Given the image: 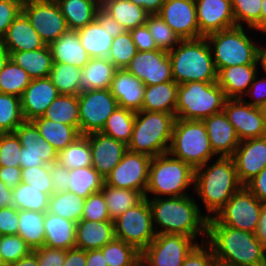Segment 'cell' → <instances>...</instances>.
<instances>
[{
  "instance_id": "obj_38",
  "label": "cell",
  "mask_w": 266,
  "mask_h": 266,
  "mask_svg": "<svg viewBox=\"0 0 266 266\" xmlns=\"http://www.w3.org/2000/svg\"><path fill=\"white\" fill-rule=\"evenodd\" d=\"M45 213L19 210L18 235L32 250L43 247L45 243Z\"/></svg>"
},
{
  "instance_id": "obj_72",
  "label": "cell",
  "mask_w": 266,
  "mask_h": 266,
  "mask_svg": "<svg viewBox=\"0 0 266 266\" xmlns=\"http://www.w3.org/2000/svg\"><path fill=\"white\" fill-rule=\"evenodd\" d=\"M9 266H39L37 255L32 251L29 255L22 257L15 263Z\"/></svg>"
},
{
  "instance_id": "obj_43",
  "label": "cell",
  "mask_w": 266,
  "mask_h": 266,
  "mask_svg": "<svg viewBox=\"0 0 266 266\" xmlns=\"http://www.w3.org/2000/svg\"><path fill=\"white\" fill-rule=\"evenodd\" d=\"M135 116L136 112L118 106L100 132L128 145L133 133Z\"/></svg>"
},
{
  "instance_id": "obj_29",
  "label": "cell",
  "mask_w": 266,
  "mask_h": 266,
  "mask_svg": "<svg viewBox=\"0 0 266 266\" xmlns=\"http://www.w3.org/2000/svg\"><path fill=\"white\" fill-rule=\"evenodd\" d=\"M49 47L54 63L71 64L82 69L91 59L75 30H68Z\"/></svg>"
},
{
  "instance_id": "obj_24",
  "label": "cell",
  "mask_w": 266,
  "mask_h": 266,
  "mask_svg": "<svg viewBox=\"0 0 266 266\" xmlns=\"http://www.w3.org/2000/svg\"><path fill=\"white\" fill-rule=\"evenodd\" d=\"M202 121L214 154L217 157H231L239 145L240 139L224 111L215 113Z\"/></svg>"
},
{
  "instance_id": "obj_50",
  "label": "cell",
  "mask_w": 266,
  "mask_h": 266,
  "mask_svg": "<svg viewBox=\"0 0 266 266\" xmlns=\"http://www.w3.org/2000/svg\"><path fill=\"white\" fill-rule=\"evenodd\" d=\"M262 0H231L236 26L247 25V30L260 31Z\"/></svg>"
},
{
  "instance_id": "obj_51",
  "label": "cell",
  "mask_w": 266,
  "mask_h": 266,
  "mask_svg": "<svg viewBox=\"0 0 266 266\" xmlns=\"http://www.w3.org/2000/svg\"><path fill=\"white\" fill-rule=\"evenodd\" d=\"M145 24L151 32L158 49L169 52L181 41V38L158 14L148 15Z\"/></svg>"
},
{
  "instance_id": "obj_17",
  "label": "cell",
  "mask_w": 266,
  "mask_h": 266,
  "mask_svg": "<svg viewBox=\"0 0 266 266\" xmlns=\"http://www.w3.org/2000/svg\"><path fill=\"white\" fill-rule=\"evenodd\" d=\"M223 111L240 141L266 136V124L261 108L237 98L226 99Z\"/></svg>"
},
{
  "instance_id": "obj_5",
  "label": "cell",
  "mask_w": 266,
  "mask_h": 266,
  "mask_svg": "<svg viewBox=\"0 0 266 266\" xmlns=\"http://www.w3.org/2000/svg\"><path fill=\"white\" fill-rule=\"evenodd\" d=\"M195 169L169 153L152 157L149 166L145 198L186 196L187 188L194 185ZM163 195V196H162Z\"/></svg>"
},
{
  "instance_id": "obj_30",
  "label": "cell",
  "mask_w": 266,
  "mask_h": 266,
  "mask_svg": "<svg viewBox=\"0 0 266 266\" xmlns=\"http://www.w3.org/2000/svg\"><path fill=\"white\" fill-rule=\"evenodd\" d=\"M76 224L74 221L46 212L44 246L66 251L75 248Z\"/></svg>"
},
{
  "instance_id": "obj_61",
  "label": "cell",
  "mask_w": 266,
  "mask_h": 266,
  "mask_svg": "<svg viewBox=\"0 0 266 266\" xmlns=\"http://www.w3.org/2000/svg\"><path fill=\"white\" fill-rule=\"evenodd\" d=\"M258 76L259 75L256 74L245 94V96H249L252 100L250 99V101H247L245 98L242 99L249 105L262 108L266 104V77H261V79H259Z\"/></svg>"
},
{
  "instance_id": "obj_47",
  "label": "cell",
  "mask_w": 266,
  "mask_h": 266,
  "mask_svg": "<svg viewBox=\"0 0 266 266\" xmlns=\"http://www.w3.org/2000/svg\"><path fill=\"white\" fill-rule=\"evenodd\" d=\"M30 81L28 73L9 58L0 71V93L21 98Z\"/></svg>"
},
{
  "instance_id": "obj_71",
  "label": "cell",
  "mask_w": 266,
  "mask_h": 266,
  "mask_svg": "<svg viewBox=\"0 0 266 266\" xmlns=\"http://www.w3.org/2000/svg\"><path fill=\"white\" fill-rule=\"evenodd\" d=\"M13 205L12 189L8 188L2 180H0V209Z\"/></svg>"
},
{
  "instance_id": "obj_75",
  "label": "cell",
  "mask_w": 266,
  "mask_h": 266,
  "mask_svg": "<svg viewBox=\"0 0 266 266\" xmlns=\"http://www.w3.org/2000/svg\"><path fill=\"white\" fill-rule=\"evenodd\" d=\"M260 32L266 34V0H262L260 15Z\"/></svg>"
},
{
  "instance_id": "obj_16",
  "label": "cell",
  "mask_w": 266,
  "mask_h": 266,
  "mask_svg": "<svg viewBox=\"0 0 266 266\" xmlns=\"http://www.w3.org/2000/svg\"><path fill=\"white\" fill-rule=\"evenodd\" d=\"M22 146L20 167H38L57 162L58 151L40 135L32 121H23L13 132Z\"/></svg>"
},
{
  "instance_id": "obj_76",
  "label": "cell",
  "mask_w": 266,
  "mask_h": 266,
  "mask_svg": "<svg viewBox=\"0 0 266 266\" xmlns=\"http://www.w3.org/2000/svg\"><path fill=\"white\" fill-rule=\"evenodd\" d=\"M98 7H103L110 0H92Z\"/></svg>"
},
{
  "instance_id": "obj_33",
  "label": "cell",
  "mask_w": 266,
  "mask_h": 266,
  "mask_svg": "<svg viewBox=\"0 0 266 266\" xmlns=\"http://www.w3.org/2000/svg\"><path fill=\"white\" fill-rule=\"evenodd\" d=\"M10 59L23 68L31 79L47 78L53 66L49 45L37 50L9 52Z\"/></svg>"
},
{
  "instance_id": "obj_74",
  "label": "cell",
  "mask_w": 266,
  "mask_h": 266,
  "mask_svg": "<svg viewBox=\"0 0 266 266\" xmlns=\"http://www.w3.org/2000/svg\"><path fill=\"white\" fill-rule=\"evenodd\" d=\"M10 54L7 47L4 45L2 39H0V71L4 67L5 63L9 60Z\"/></svg>"
},
{
  "instance_id": "obj_22",
  "label": "cell",
  "mask_w": 266,
  "mask_h": 266,
  "mask_svg": "<svg viewBox=\"0 0 266 266\" xmlns=\"http://www.w3.org/2000/svg\"><path fill=\"white\" fill-rule=\"evenodd\" d=\"M85 136L92 151V167L105 179L122 160L127 145L102 132H93Z\"/></svg>"
},
{
  "instance_id": "obj_42",
  "label": "cell",
  "mask_w": 266,
  "mask_h": 266,
  "mask_svg": "<svg viewBox=\"0 0 266 266\" xmlns=\"http://www.w3.org/2000/svg\"><path fill=\"white\" fill-rule=\"evenodd\" d=\"M69 175L68 191L85 199L90 194L101 191L105 182V179L92 166L71 169Z\"/></svg>"
},
{
  "instance_id": "obj_58",
  "label": "cell",
  "mask_w": 266,
  "mask_h": 266,
  "mask_svg": "<svg viewBox=\"0 0 266 266\" xmlns=\"http://www.w3.org/2000/svg\"><path fill=\"white\" fill-rule=\"evenodd\" d=\"M20 1L0 0V39L6 34L8 27L22 12Z\"/></svg>"
},
{
  "instance_id": "obj_67",
  "label": "cell",
  "mask_w": 266,
  "mask_h": 266,
  "mask_svg": "<svg viewBox=\"0 0 266 266\" xmlns=\"http://www.w3.org/2000/svg\"><path fill=\"white\" fill-rule=\"evenodd\" d=\"M63 266H86V251L78 248L67 250Z\"/></svg>"
},
{
  "instance_id": "obj_46",
  "label": "cell",
  "mask_w": 266,
  "mask_h": 266,
  "mask_svg": "<svg viewBox=\"0 0 266 266\" xmlns=\"http://www.w3.org/2000/svg\"><path fill=\"white\" fill-rule=\"evenodd\" d=\"M49 195L21 182L12 190L13 206L18 210H29L46 213L48 211Z\"/></svg>"
},
{
  "instance_id": "obj_13",
  "label": "cell",
  "mask_w": 266,
  "mask_h": 266,
  "mask_svg": "<svg viewBox=\"0 0 266 266\" xmlns=\"http://www.w3.org/2000/svg\"><path fill=\"white\" fill-rule=\"evenodd\" d=\"M79 132L86 135L100 132L109 116L118 107L117 100L110 89L82 92L78 95Z\"/></svg>"
},
{
  "instance_id": "obj_35",
  "label": "cell",
  "mask_w": 266,
  "mask_h": 266,
  "mask_svg": "<svg viewBox=\"0 0 266 266\" xmlns=\"http://www.w3.org/2000/svg\"><path fill=\"white\" fill-rule=\"evenodd\" d=\"M32 122L37 127L43 138L49 142L58 152L65 149L81 136L79 130L71 125L55 122L43 116L35 118Z\"/></svg>"
},
{
  "instance_id": "obj_55",
  "label": "cell",
  "mask_w": 266,
  "mask_h": 266,
  "mask_svg": "<svg viewBox=\"0 0 266 266\" xmlns=\"http://www.w3.org/2000/svg\"><path fill=\"white\" fill-rule=\"evenodd\" d=\"M21 149L14 133H0V166L20 167Z\"/></svg>"
},
{
  "instance_id": "obj_60",
  "label": "cell",
  "mask_w": 266,
  "mask_h": 266,
  "mask_svg": "<svg viewBox=\"0 0 266 266\" xmlns=\"http://www.w3.org/2000/svg\"><path fill=\"white\" fill-rule=\"evenodd\" d=\"M33 252L37 255L39 266H63L66 257V250L47 246L34 249Z\"/></svg>"
},
{
  "instance_id": "obj_52",
  "label": "cell",
  "mask_w": 266,
  "mask_h": 266,
  "mask_svg": "<svg viewBox=\"0 0 266 266\" xmlns=\"http://www.w3.org/2000/svg\"><path fill=\"white\" fill-rule=\"evenodd\" d=\"M137 52L130 31H125L113 39L108 59L117 69H125Z\"/></svg>"
},
{
  "instance_id": "obj_11",
  "label": "cell",
  "mask_w": 266,
  "mask_h": 266,
  "mask_svg": "<svg viewBox=\"0 0 266 266\" xmlns=\"http://www.w3.org/2000/svg\"><path fill=\"white\" fill-rule=\"evenodd\" d=\"M113 222L115 238L133 245L140 252L155 238L156 232L148 198L126 210Z\"/></svg>"
},
{
  "instance_id": "obj_65",
  "label": "cell",
  "mask_w": 266,
  "mask_h": 266,
  "mask_svg": "<svg viewBox=\"0 0 266 266\" xmlns=\"http://www.w3.org/2000/svg\"><path fill=\"white\" fill-rule=\"evenodd\" d=\"M245 187L262 203L266 202V166Z\"/></svg>"
},
{
  "instance_id": "obj_6",
  "label": "cell",
  "mask_w": 266,
  "mask_h": 266,
  "mask_svg": "<svg viewBox=\"0 0 266 266\" xmlns=\"http://www.w3.org/2000/svg\"><path fill=\"white\" fill-rule=\"evenodd\" d=\"M175 119L174 114L165 112H136L127 150L151 157L168 153Z\"/></svg>"
},
{
  "instance_id": "obj_79",
  "label": "cell",
  "mask_w": 266,
  "mask_h": 266,
  "mask_svg": "<svg viewBox=\"0 0 266 266\" xmlns=\"http://www.w3.org/2000/svg\"><path fill=\"white\" fill-rule=\"evenodd\" d=\"M7 1H20L22 4L25 2V0H7Z\"/></svg>"
},
{
  "instance_id": "obj_15",
  "label": "cell",
  "mask_w": 266,
  "mask_h": 266,
  "mask_svg": "<svg viewBox=\"0 0 266 266\" xmlns=\"http://www.w3.org/2000/svg\"><path fill=\"white\" fill-rule=\"evenodd\" d=\"M151 159L149 155L127 150L105 178V183L115 188L140 191L145 196Z\"/></svg>"
},
{
  "instance_id": "obj_73",
  "label": "cell",
  "mask_w": 266,
  "mask_h": 266,
  "mask_svg": "<svg viewBox=\"0 0 266 266\" xmlns=\"http://www.w3.org/2000/svg\"><path fill=\"white\" fill-rule=\"evenodd\" d=\"M264 36H266V34H264ZM259 45L257 49V63H260L259 65L262 66L263 71L266 73V47H264L266 45Z\"/></svg>"
},
{
  "instance_id": "obj_36",
  "label": "cell",
  "mask_w": 266,
  "mask_h": 266,
  "mask_svg": "<svg viewBox=\"0 0 266 266\" xmlns=\"http://www.w3.org/2000/svg\"><path fill=\"white\" fill-rule=\"evenodd\" d=\"M69 30H79L96 19L99 8L92 0H55Z\"/></svg>"
},
{
  "instance_id": "obj_14",
  "label": "cell",
  "mask_w": 266,
  "mask_h": 266,
  "mask_svg": "<svg viewBox=\"0 0 266 266\" xmlns=\"http://www.w3.org/2000/svg\"><path fill=\"white\" fill-rule=\"evenodd\" d=\"M22 12L46 45L69 30L55 0H25Z\"/></svg>"
},
{
  "instance_id": "obj_62",
  "label": "cell",
  "mask_w": 266,
  "mask_h": 266,
  "mask_svg": "<svg viewBox=\"0 0 266 266\" xmlns=\"http://www.w3.org/2000/svg\"><path fill=\"white\" fill-rule=\"evenodd\" d=\"M130 33L137 51H154L158 49L146 24L131 29Z\"/></svg>"
},
{
  "instance_id": "obj_28",
  "label": "cell",
  "mask_w": 266,
  "mask_h": 266,
  "mask_svg": "<svg viewBox=\"0 0 266 266\" xmlns=\"http://www.w3.org/2000/svg\"><path fill=\"white\" fill-rule=\"evenodd\" d=\"M114 238L113 221L80 220L76 224L75 248L85 251L101 249Z\"/></svg>"
},
{
  "instance_id": "obj_57",
  "label": "cell",
  "mask_w": 266,
  "mask_h": 266,
  "mask_svg": "<svg viewBox=\"0 0 266 266\" xmlns=\"http://www.w3.org/2000/svg\"><path fill=\"white\" fill-rule=\"evenodd\" d=\"M182 266H218L211 247L206 243H199L186 257Z\"/></svg>"
},
{
  "instance_id": "obj_26",
  "label": "cell",
  "mask_w": 266,
  "mask_h": 266,
  "mask_svg": "<svg viewBox=\"0 0 266 266\" xmlns=\"http://www.w3.org/2000/svg\"><path fill=\"white\" fill-rule=\"evenodd\" d=\"M258 64L233 65L217 71V84L227 99L245 98L257 73Z\"/></svg>"
},
{
  "instance_id": "obj_31",
  "label": "cell",
  "mask_w": 266,
  "mask_h": 266,
  "mask_svg": "<svg viewBox=\"0 0 266 266\" xmlns=\"http://www.w3.org/2000/svg\"><path fill=\"white\" fill-rule=\"evenodd\" d=\"M116 70L108 58H91L82 68L79 94L90 90L110 89Z\"/></svg>"
},
{
  "instance_id": "obj_64",
  "label": "cell",
  "mask_w": 266,
  "mask_h": 266,
  "mask_svg": "<svg viewBox=\"0 0 266 266\" xmlns=\"http://www.w3.org/2000/svg\"><path fill=\"white\" fill-rule=\"evenodd\" d=\"M102 28H106L110 33V35L115 38L126 30L120 25V23L115 20L107 11H105L102 7L97 9L96 19H95Z\"/></svg>"
},
{
  "instance_id": "obj_12",
  "label": "cell",
  "mask_w": 266,
  "mask_h": 266,
  "mask_svg": "<svg viewBox=\"0 0 266 266\" xmlns=\"http://www.w3.org/2000/svg\"><path fill=\"white\" fill-rule=\"evenodd\" d=\"M199 244L180 234H156L141 252V266H182L186 257Z\"/></svg>"
},
{
  "instance_id": "obj_48",
  "label": "cell",
  "mask_w": 266,
  "mask_h": 266,
  "mask_svg": "<svg viewBox=\"0 0 266 266\" xmlns=\"http://www.w3.org/2000/svg\"><path fill=\"white\" fill-rule=\"evenodd\" d=\"M82 69L71 64L53 63L49 78L60 94L79 95Z\"/></svg>"
},
{
  "instance_id": "obj_32",
  "label": "cell",
  "mask_w": 266,
  "mask_h": 266,
  "mask_svg": "<svg viewBox=\"0 0 266 266\" xmlns=\"http://www.w3.org/2000/svg\"><path fill=\"white\" fill-rule=\"evenodd\" d=\"M178 84L173 81L146 86L141 111L165 112L175 115Z\"/></svg>"
},
{
  "instance_id": "obj_4",
  "label": "cell",
  "mask_w": 266,
  "mask_h": 266,
  "mask_svg": "<svg viewBox=\"0 0 266 266\" xmlns=\"http://www.w3.org/2000/svg\"><path fill=\"white\" fill-rule=\"evenodd\" d=\"M168 56L172 78L177 84L217 81V71L206 37L181 40L168 52Z\"/></svg>"
},
{
  "instance_id": "obj_25",
  "label": "cell",
  "mask_w": 266,
  "mask_h": 266,
  "mask_svg": "<svg viewBox=\"0 0 266 266\" xmlns=\"http://www.w3.org/2000/svg\"><path fill=\"white\" fill-rule=\"evenodd\" d=\"M145 88L144 83L125 68L115 71L110 91L119 107L138 112L142 109Z\"/></svg>"
},
{
  "instance_id": "obj_27",
  "label": "cell",
  "mask_w": 266,
  "mask_h": 266,
  "mask_svg": "<svg viewBox=\"0 0 266 266\" xmlns=\"http://www.w3.org/2000/svg\"><path fill=\"white\" fill-rule=\"evenodd\" d=\"M2 41L9 52L37 50L46 45L23 12L8 27Z\"/></svg>"
},
{
  "instance_id": "obj_8",
  "label": "cell",
  "mask_w": 266,
  "mask_h": 266,
  "mask_svg": "<svg viewBox=\"0 0 266 266\" xmlns=\"http://www.w3.org/2000/svg\"><path fill=\"white\" fill-rule=\"evenodd\" d=\"M168 153L194 169L210 162L214 154L203 121L176 118Z\"/></svg>"
},
{
  "instance_id": "obj_69",
  "label": "cell",
  "mask_w": 266,
  "mask_h": 266,
  "mask_svg": "<svg viewBox=\"0 0 266 266\" xmlns=\"http://www.w3.org/2000/svg\"><path fill=\"white\" fill-rule=\"evenodd\" d=\"M86 266H108L101 249L86 251Z\"/></svg>"
},
{
  "instance_id": "obj_54",
  "label": "cell",
  "mask_w": 266,
  "mask_h": 266,
  "mask_svg": "<svg viewBox=\"0 0 266 266\" xmlns=\"http://www.w3.org/2000/svg\"><path fill=\"white\" fill-rule=\"evenodd\" d=\"M22 182L29 184L41 192L51 196L53 194L52 178L49 165L21 168Z\"/></svg>"
},
{
  "instance_id": "obj_21",
  "label": "cell",
  "mask_w": 266,
  "mask_h": 266,
  "mask_svg": "<svg viewBox=\"0 0 266 266\" xmlns=\"http://www.w3.org/2000/svg\"><path fill=\"white\" fill-rule=\"evenodd\" d=\"M199 38L236 26L231 0H195Z\"/></svg>"
},
{
  "instance_id": "obj_63",
  "label": "cell",
  "mask_w": 266,
  "mask_h": 266,
  "mask_svg": "<svg viewBox=\"0 0 266 266\" xmlns=\"http://www.w3.org/2000/svg\"><path fill=\"white\" fill-rule=\"evenodd\" d=\"M49 167L52 178L53 194L57 192L68 191L70 182L69 170L57 162L49 165Z\"/></svg>"
},
{
  "instance_id": "obj_44",
  "label": "cell",
  "mask_w": 266,
  "mask_h": 266,
  "mask_svg": "<svg viewBox=\"0 0 266 266\" xmlns=\"http://www.w3.org/2000/svg\"><path fill=\"white\" fill-rule=\"evenodd\" d=\"M101 250L108 266H141V252L123 240L114 238Z\"/></svg>"
},
{
  "instance_id": "obj_18",
  "label": "cell",
  "mask_w": 266,
  "mask_h": 266,
  "mask_svg": "<svg viewBox=\"0 0 266 266\" xmlns=\"http://www.w3.org/2000/svg\"><path fill=\"white\" fill-rule=\"evenodd\" d=\"M126 69L145 86L173 81L168 52L161 49L138 51Z\"/></svg>"
},
{
  "instance_id": "obj_23",
  "label": "cell",
  "mask_w": 266,
  "mask_h": 266,
  "mask_svg": "<svg viewBox=\"0 0 266 266\" xmlns=\"http://www.w3.org/2000/svg\"><path fill=\"white\" fill-rule=\"evenodd\" d=\"M60 95L49 77L31 79L21 96V106L26 121L45 114L48 106Z\"/></svg>"
},
{
  "instance_id": "obj_40",
  "label": "cell",
  "mask_w": 266,
  "mask_h": 266,
  "mask_svg": "<svg viewBox=\"0 0 266 266\" xmlns=\"http://www.w3.org/2000/svg\"><path fill=\"white\" fill-rule=\"evenodd\" d=\"M84 206L85 198L70 191H63L49 197L47 212L77 223L82 219Z\"/></svg>"
},
{
  "instance_id": "obj_1",
  "label": "cell",
  "mask_w": 266,
  "mask_h": 266,
  "mask_svg": "<svg viewBox=\"0 0 266 266\" xmlns=\"http://www.w3.org/2000/svg\"><path fill=\"white\" fill-rule=\"evenodd\" d=\"M148 202L156 234H180L194 240L199 236L206 242L208 218L191 195L148 197Z\"/></svg>"
},
{
  "instance_id": "obj_56",
  "label": "cell",
  "mask_w": 266,
  "mask_h": 266,
  "mask_svg": "<svg viewBox=\"0 0 266 266\" xmlns=\"http://www.w3.org/2000/svg\"><path fill=\"white\" fill-rule=\"evenodd\" d=\"M81 220L95 222L112 221L108 214V207L102 191L90 194L85 199V206L83 208Z\"/></svg>"
},
{
  "instance_id": "obj_9",
  "label": "cell",
  "mask_w": 266,
  "mask_h": 266,
  "mask_svg": "<svg viewBox=\"0 0 266 266\" xmlns=\"http://www.w3.org/2000/svg\"><path fill=\"white\" fill-rule=\"evenodd\" d=\"M235 26L206 36L216 71L233 65L258 64V42L244 30Z\"/></svg>"
},
{
  "instance_id": "obj_78",
  "label": "cell",
  "mask_w": 266,
  "mask_h": 266,
  "mask_svg": "<svg viewBox=\"0 0 266 266\" xmlns=\"http://www.w3.org/2000/svg\"><path fill=\"white\" fill-rule=\"evenodd\" d=\"M0 266H6L5 263H4V261L2 260L1 255H0Z\"/></svg>"
},
{
  "instance_id": "obj_37",
  "label": "cell",
  "mask_w": 266,
  "mask_h": 266,
  "mask_svg": "<svg viewBox=\"0 0 266 266\" xmlns=\"http://www.w3.org/2000/svg\"><path fill=\"white\" fill-rule=\"evenodd\" d=\"M101 191L103 192L108 207V214L112 221L145 198L140 191L115 188L107 185L105 182Z\"/></svg>"
},
{
  "instance_id": "obj_3",
  "label": "cell",
  "mask_w": 266,
  "mask_h": 266,
  "mask_svg": "<svg viewBox=\"0 0 266 266\" xmlns=\"http://www.w3.org/2000/svg\"><path fill=\"white\" fill-rule=\"evenodd\" d=\"M192 187L198 198H201L207 210L206 217L209 219L214 217L243 185L238 179L232 157L220 156L212 165L207 162L195 169Z\"/></svg>"
},
{
  "instance_id": "obj_39",
  "label": "cell",
  "mask_w": 266,
  "mask_h": 266,
  "mask_svg": "<svg viewBox=\"0 0 266 266\" xmlns=\"http://www.w3.org/2000/svg\"><path fill=\"white\" fill-rule=\"evenodd\" d=\"M102 8L117 20L126 31L144 25L149 15L142 7L129 0H110Z\"/></svg>"
},
{
  "instance_id": "obj_77",
  "label": "cell",
  "mask_w": 266,
  "mask_h": 266,
  "mask_svg": "<svg viewBox=\"0 0 266 266\" xmlns=\"http://www.w3.org/2000/svg\"><path fill=\"white\" fill-rule=\"evenodd\" d=\"M262 112H263V116H264V120H265V124H266V104L261 108Z\"/></svg>"
},
{
  "instance_id": "obj_68",
  "label": "cell",
  "mask_w": 266,
  "mask_h": 266,
  "mask_svg": "<svg viewBox=\"0 0 266 266\" xmlns=\"http://www.w3.org/2000/svg\"><path fill=\"white\" fill-rule=\"evenodd\" d=\"M142 7L149 15L158 14L166 0H129Z\"/></svg>"
},
{
  "instance_id": "obj_41",
  "label": "cell",
  "mask_w": 266,
  "mask_h": 266,
  "mask_svg": "<svg viewBox=\"0 0 266 266\" xmlns=\"http://www.w3.org/2000/svg\"><path fill=\"white\" fill-rule=\"evenodd\" d=\"M44 118L71 125L79 130L78 95L60 94L43 115Z\"/></svg>"
},
{
  "instance_id": "obj_20",
  "label": "cell",
  "mask_w": 266,
  "mask_h": 266,
  "mask_svg": "<svg viewBox=\"0 0 266 266\" xmlns=\"http://www.w3.org/2000/svg\"><path fill=\"white\" fill-rule=\"evenodd\" d=\"M231 157L238 179L245 186L266 166V136L240 141Z\"/></svg>"
},
{
  "instance_id": "obj_19",
  "label": "cell",
  "mask_w": 266,
  "mask_h": 266,
  "mask_svg": "<svg viewBox=\"0 0 266 266\" xmlns=\"http://www.w3.org/2000/svg\"><path fill=\"white\" fill-rule=\"evenodd\" d=\"M158 16L181 40L199 38L195 0H166Z\"/></svg>"
},
{
  "instance_id": "obj_49",
  "label": "cell",
  "mask_w": 266,
  "mask_h": 266,
  "mask_svg": "<svg viewBox=\"0 0 266 266\" xmlns=\"http://www.w3.org/2000/svg\"><path fill=\"white\" fill-rule=\"evenodd\" d=\"M23 121L21 98L0 93V133H13Z\"/></svg>"
},
{
  "instance_id": "obj_34",
  "label": "cell",
  "mask_w": 266,
  "mask_h": 266,
  "mask_svg": "<svg viewBox=\"0 0 266 266\" xmlns=\"http://www.w3.org/2000/svg\"><path fill=\"white\" fill-rule=\"evenodd\" d=\"M81 45L91 58H108L113 37L106 28L94 20L85 27L77 30Z\"/></svg>"
},
{
  "instance_id": "obj_45",
  "label": "cell",
  "mask_w": 266,
  "mask_h": 266,
  "mask_svg": "<svg viewBox=\"0 0 266 266\" xmlns=\"http://www.w3.org/2000/svg\"><path fill=\"white\" fill-rule=\"evenodd\" d=\"M92 151L85 135L78 137L65 149L58 152L57 163L68 170L92 166Z\"/></svg>"
},
{
  "instance_id": "obj_7",
  "label": "cell",
  "mask_w": 266,
  "mask_h": 266,
  "mask_svg": "<svg viewBox=\"0 0 266 266\" xmlns=\"http://www.w3.org/2000/svg\"><path fill=\"white\" fill-rule=\"evenodd\" d=\"M226 96L217 82H186L178 84L175 117L202 121L223 111Z\"/></svg>"
},
{
  "instance_id": "obj_10",
  "label": "cell",
  "mask_w": 266,
  "mask_h": 266,
  "mask_svg": "<svg viewBox=\"0 0 266 266\" xmlns=\"http://www.w3.org/2000/svg\"><path fill=\"white\" fill-rule=\"evenodd\" d=\"M263 204L245 186L236 192L208 223H221L238 230L256 233Z\"/></svg>"
},
{
  "instance_id": "obj_53",
  "label": "cell",
  "mask_w": 266,
  "mask_h": 266,
  "mask_svg": "<svg viewBox=\"0 0 266 266\" xmlns=\"http://www.w3.org/2000/svg\"><path fill=\"white\" fill-rule=\"evenodd\" d=\"M33 250L17 234L0 236V255L6 266L29 255Z\"/></svg>"
},
{
  "instance_id": "obj_70",
  "label": "cell",
  "mask_w": 266,
  "mask_h": 266,
  "mask_svg": "<svg viewBox=\"0 0 266 266\" xmlns=\"http://www.w3.org/2000/svg\"><path fill=\"white\" fill-rule=\"evenodd\" d=\"M255 234H256L257 239L266 248V202L263 204L258 228Z\"/></svg>"
},
{
  "instance_id": "obj_59",
  "label": "cell",
  "mask_w": 266,
  "mask_h": 266,
  "mask_svg": "<svg viewBox=\"0 0 266 266\" xmlns=\"http://www.w3.org/2000/svg\"><path fill=\"white\" fill-rule=\"evenodd\" d=\"M19 210L13 205L0 209V236L17 235Z\"/></svg>"
},
{
  "instance_id": "obj_2",
  "label": "cell",
  "mask_w": 266,
  "mask_h": 266,
  "mask_svg": "<svg viewBox=\"0 0 266 266\" xmlns=\"http://www.w3.org/2000/svg\"><path fill=\"white\" fill-rule=\"evenodd\" d=\"M206 243L218 266H266V248L255 233L207 223Z\"/></svg>"
},
{
  "instance_id": "obj_66",
  "label": "cell",
  "mask_w": 266,
  "mask_h": 266,
  "mask_svg": "<svg viewBox=\"0 0 266 266\" xmlns=\"http://www.w3.org/2000/svg\"><path fill=\"white\" fill-rule=\"evenodd\" d=\"M21 177V167L0 166V180H2L8 188L13 190L18 186L22 182Z\"/></svg>"
}]
</instances>
